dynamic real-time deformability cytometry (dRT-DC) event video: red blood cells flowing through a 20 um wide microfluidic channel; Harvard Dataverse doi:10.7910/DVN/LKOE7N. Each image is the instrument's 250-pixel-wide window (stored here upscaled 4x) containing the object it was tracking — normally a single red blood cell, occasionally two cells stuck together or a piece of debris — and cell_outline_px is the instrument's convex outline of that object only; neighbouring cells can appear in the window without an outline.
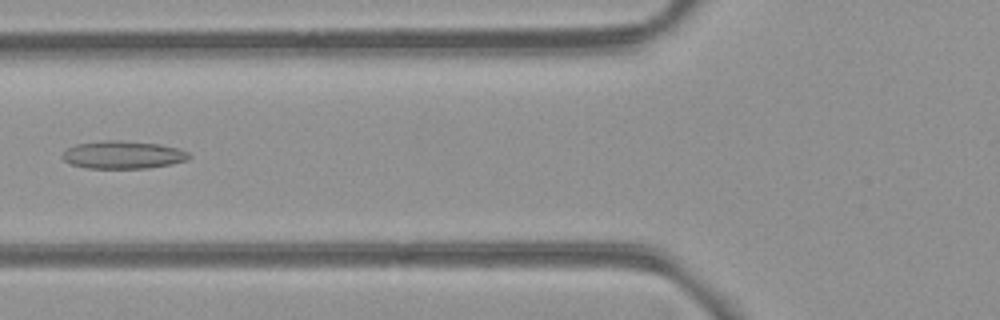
{"species": "common noctule bat (a hibernating species)", "species_latin": "Nyctalus noctula", "temperature_condition": "room temperature", "stored_images_in_passage": 5, "camera_frame_rate_fps": 3000, "um_per_image_px": 0.085, "animal": {"sex": "female", "body_mass_g": 21.9}, "frame": {"image": 1, "passage_image": 5, "time_ms": 4.333, "image_size_px": [1000, 320], "cell_outline_px": [[192, 156], [188, 160], [172, 164], [148, 168], [88, 168], [68, 164], [60, 156], [68, 148], [76, 144], [100, 140], [120, 140], [160, 144], [180, 148], [188, 152]], "centroid_in_image_um": [10.47, 13.15], "position_along_channel_um": 115.3, "area_um2": 20.81}}